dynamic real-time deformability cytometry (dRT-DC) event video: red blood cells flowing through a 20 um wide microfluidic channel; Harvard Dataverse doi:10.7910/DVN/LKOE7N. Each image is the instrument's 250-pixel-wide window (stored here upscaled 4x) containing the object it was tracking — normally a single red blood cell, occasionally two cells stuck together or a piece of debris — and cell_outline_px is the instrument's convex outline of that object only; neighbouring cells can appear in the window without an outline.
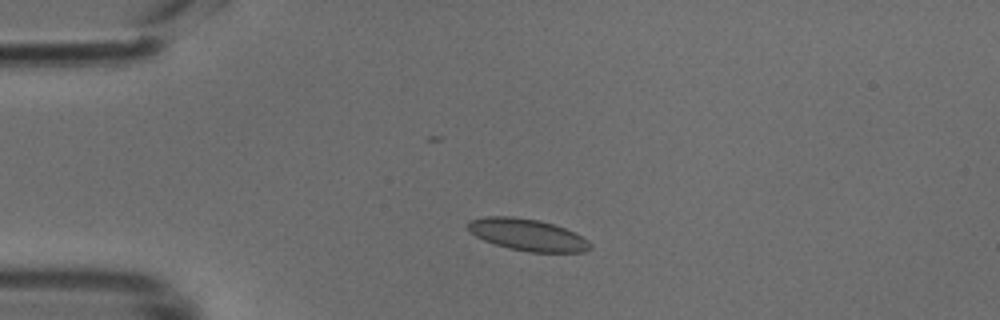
{"species": "common noctule bat (a hibernating species)", "species_latin": "Nyctalus noctula", "temperature_condition": "cold", "stored_images_in_passage": 39, "camera_frame_rate_fps": 3000, "um_per_image_px": 0.085, "animal": {"sex": "male", "body_mass_g": 18.8}, "frame": {"image": 1, "passage_image": 1, "time_ms": 0.0, "image_size_px": [1000, 320], "cell_outline_px": [[592, 248], [584, 252], [528, 252], [508, 248], [484, 240], [468, 232], [468, 220], [484, 216], [512, 216], [540, 220], [564, 228], [588, 240], [592, 244]], "centroid_in_image_um": [44.81, 19.95], "position_along_channel_um": 40.2, "area_um2": 22.72}}
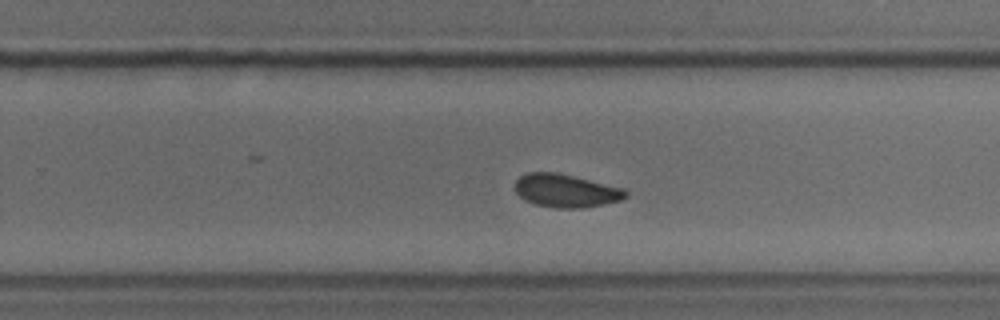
{"frame": {"image": 2, "passage_image": 21, "time_ms": 6.667, "image_size_px": [1000, 320], "cell_outline_px": [[628, 196], [620, 200], [604, 204], [584, 208], [556, 208], [536, 204], [524, 200], [516, 192], [516, 180], [520, 176], [528, 172], [556, 172], [624, 188], [628, 192]], "centroid_in_image_um": [48.11, 16.21], "position_along_channel_um": 281.7, "area_um2": 21.33}}
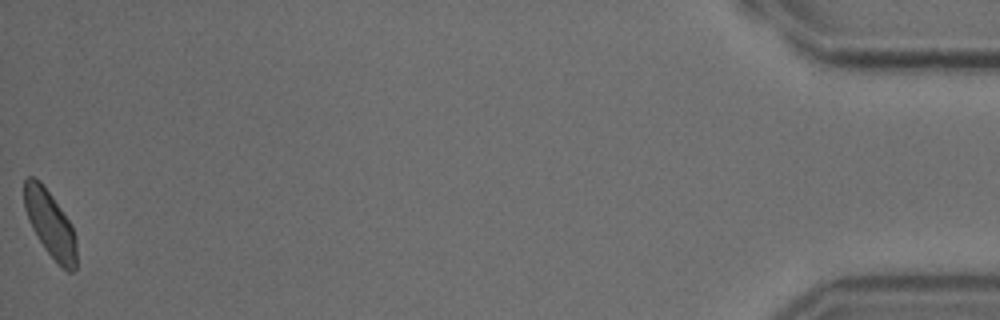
{"frame": {"image": 3, "passage_image": 39, "time_ms": 12.667, "image_size_px": [1000, 320], "cell_outline_px": [[76, 268], [72, 272], [68, 272], [44, 248], [32, 228], [28, 220], [24, 208], [24, 180], [28, 176], [32, 176], [40, 180], [52, 196], [72, 224], [76, 244]], "centroid_in_image_um": [4.25, 18.99], "position_along_channel_um": 431.0, "area_um2": 20.11}}